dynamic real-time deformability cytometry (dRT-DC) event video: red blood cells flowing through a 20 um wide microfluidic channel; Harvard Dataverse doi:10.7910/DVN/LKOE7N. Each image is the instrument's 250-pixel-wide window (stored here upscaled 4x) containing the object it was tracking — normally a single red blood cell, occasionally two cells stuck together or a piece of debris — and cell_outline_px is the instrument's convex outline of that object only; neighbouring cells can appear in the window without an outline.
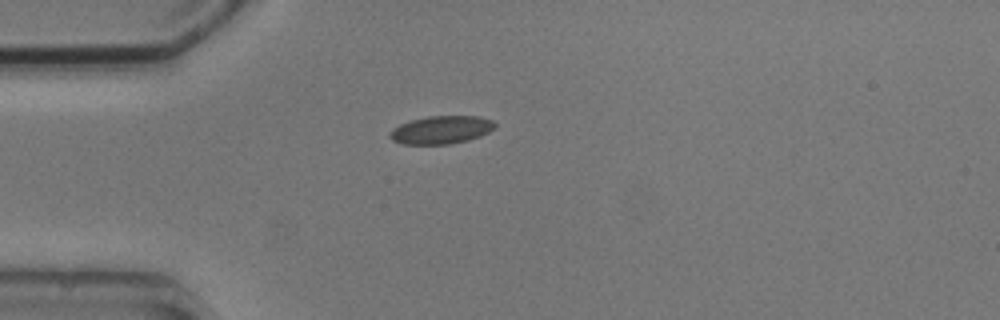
{"species": "common noctule bat (a hibernating species)", "species_latin": "Nyctalus noctula", "temperature_condition": "cold", "stored_images_in_passage": 2, "camera_frame_rate_fps": 3000, "um_per_image_px": 0.085, "animal": {"sex": "male", "body_mass_g": 20.5, "forearm_length_mm": 52.5}, "frame": {"image": 1, "passage_image": 1, "time_ms": 0.0, "image_size_px": [1000, 320], "cell_outline_px": [[496, 128], [480, 136], [468, 140], [448, 144], [404, 144], [392, 140], [388, 136], [388, 132], [392, 128], [400, 124], [412, 120], [428, 116], [480, 116], [492, 120], [496, 124]], "centroid_in_image_um": [37.5, 11.03], "position_along_channel_um": 47.5, "area_um2": 17.22}}